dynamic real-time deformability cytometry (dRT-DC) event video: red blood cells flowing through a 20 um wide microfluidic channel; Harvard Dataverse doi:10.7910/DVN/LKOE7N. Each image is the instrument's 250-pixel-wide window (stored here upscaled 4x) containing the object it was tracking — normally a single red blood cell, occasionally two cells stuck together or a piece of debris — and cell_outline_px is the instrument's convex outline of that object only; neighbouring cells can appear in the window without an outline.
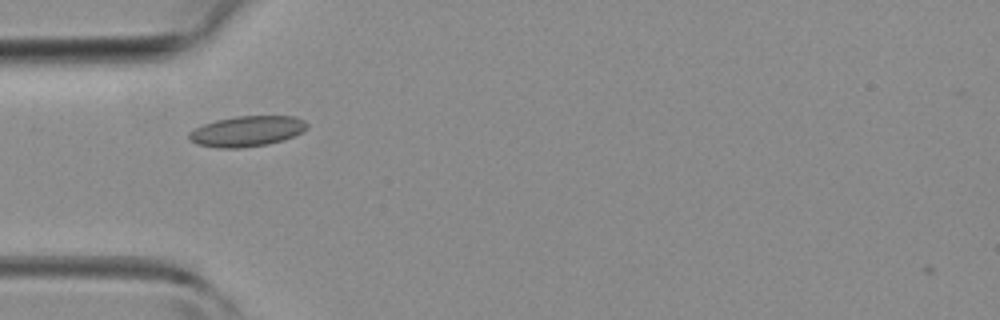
{"species": "common noctule bat (a hibernating species)", "species_latin": "Nyctalus noctula", "temperature_condition": "room temperature", "stored_images_in_passage": 5, "camera_frame_rate_fps": 3000, "um_per_image_px": 0.085, "animal": {"sex": "female", "body_mass_g": 19.3, "forearm_length_mm": 54.1}, "frame": {"image": 1, "passage_image": 2, "time_ms": 0.333, "image_size_px": [1000, 320], "cell_outline_px": [[308, 128], [284, 140], [268, 144], [240, 148], [220, 148], [196, 144], [188, 136], [188, 132], [204, 124], [216, 120], [236, 116], [296, 116], [304, 120], [308, 124]], "centroid_in_image_um": [21.0, 11.15], "position_along_channel_um": 64.0, "area_um2": 20.92}}